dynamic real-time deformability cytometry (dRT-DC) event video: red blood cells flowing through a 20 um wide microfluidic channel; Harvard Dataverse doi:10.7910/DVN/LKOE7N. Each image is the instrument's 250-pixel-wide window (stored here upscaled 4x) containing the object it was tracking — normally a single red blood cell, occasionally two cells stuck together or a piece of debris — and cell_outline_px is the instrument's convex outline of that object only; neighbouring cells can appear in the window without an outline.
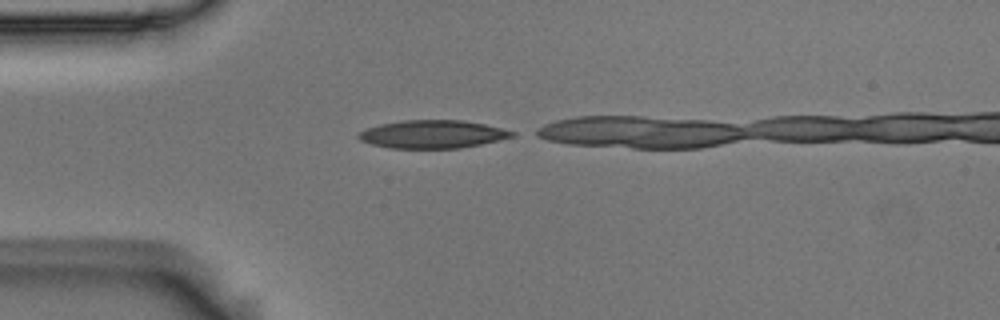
{"species": "Egyptian fruit bat (a non-hibernating species)", "species_latin": "Rousettus aegyptiacus", "temperature_condition": "room temperature", "stored_images_in_passage": 7, "camera_frame_rate_fps": 3000, "um_per_image_px": 0.085, "animal": {"sex": "male"}, "frame": {"image": 1, "passage_image": 1, "time_ms": 0.0, "image_size_px": [1000, 320], "cell_outline_px": [[516, 136], [500, 140], [460, 148], [388, 148], [372, 144], [360, 140], [356, 136], [360, 132], [368, 128], [380, 124], [404, 120], [464, 120], [484, 124], [516, 132]], "centroid_in_image_um": [36.78, 11.41], "position_along_channel_um": 48.2, "area_um2": 25.03}}
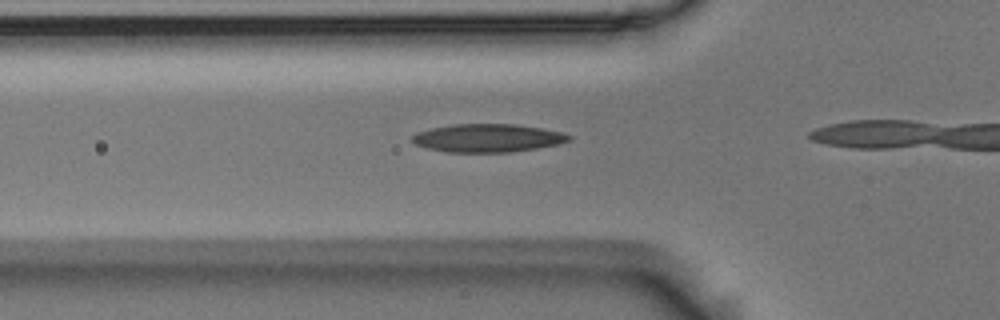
{"frame": {"image": 2, "passage_image": 5, "time_ms": 1.333, "image_size_px": [1000, 320], "cell_outline_px": [[572, 140], [556, 144], [536, 148], [508, 152], [448, 152], [428, 148], [416, 144], [412, 140], [412, 136], [416, 132], [432, 128], [452, 124], [516, 124], [540, 128], [560, 132], [572, 136]], "centroid_in_image_um": [41.44, 11.73], "position_along_channel_um": 84.4, "area_um2": 25.49}}